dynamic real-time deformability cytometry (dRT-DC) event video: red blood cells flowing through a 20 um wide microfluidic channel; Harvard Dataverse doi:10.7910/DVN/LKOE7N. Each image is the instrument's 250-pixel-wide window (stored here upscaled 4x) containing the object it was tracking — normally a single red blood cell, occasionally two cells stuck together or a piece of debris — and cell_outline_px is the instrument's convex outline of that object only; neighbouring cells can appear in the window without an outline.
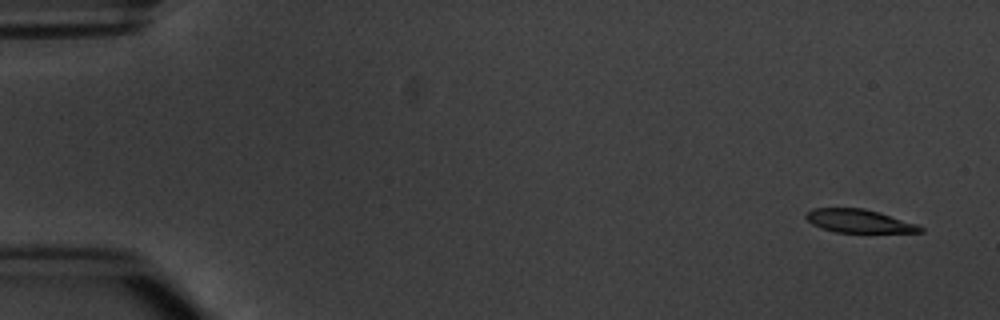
{"species": "common noctule bat (a hibernating species)", "species_latin": "Nyctalus noctula", "temperature_condition": "warm", "stored_images_in_passage": 4, "camera_frame_rate_fps": 3000, "um_per_image_px": 0.085, "animal": {"sex": "male", "body_mass_g": 20.1, "forearm_length_mm": 53.5}, "frame": {"image": 1, "passage_image": 1, "time_ms": 0.0, "image_size_px": [1000, 320], "cell_outline_px": [[924, 232], [836, 232], [820, 228], [812, 224], [804, 216], [812, 208], [864, 208], [916, 224], [924, 228]], "centroid_in_image_um": [72.97, 18.79], "position_along_channel_um": 12.0, "area_um2": 15.26}}
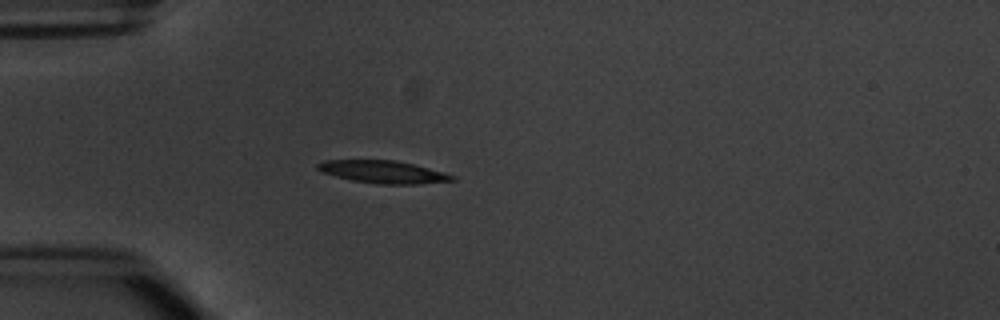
{"frame": {"image": 2, "passage_image": 4, "time_ms": 4.333, "image_size_px": [1000, 320], "cell_outline_px": [[456, 180], [420, 184], [380, 184], [352, 180], [336, 176], [324, 172], [316, 168], [316, 164], [324, 160], [396, 160], [444, 172], [456, 176]], "centroid_in_image_um": [32.59, 14.61], "position_along_channel_um": 52.4, "area_um2": 17.57}}